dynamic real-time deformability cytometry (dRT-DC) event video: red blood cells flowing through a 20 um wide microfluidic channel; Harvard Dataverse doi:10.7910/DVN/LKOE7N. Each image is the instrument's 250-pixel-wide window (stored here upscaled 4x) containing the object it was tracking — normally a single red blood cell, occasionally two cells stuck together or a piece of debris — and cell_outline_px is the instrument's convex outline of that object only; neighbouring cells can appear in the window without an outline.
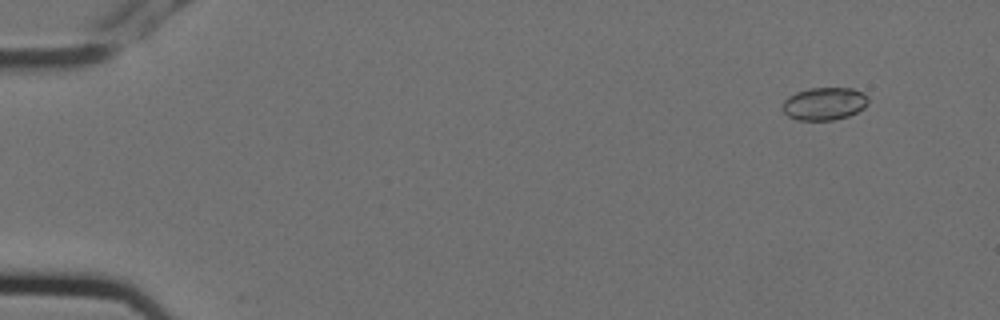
{"species": "Egyptian fruit bat (a non-hibernating species)", "species_latin": "Rousettus aegyptiacus", "temperature_condition": "cold", "stored_images_in_passage": 5, "segment_of_instrument_passage": [2, 2], "camera_frame_rate_fps": 3000, "um_per_image_px": 0.085, "animal": {"sex": "female"}, "frame": {"image": 1, "passage_image": 5, "time_ms": 1.333, "image_size_px": [1000, 320], "cell_outline_px": [[868, 104], [864, 108], [848, 116], [832, 120], [796, 120], [788, 116], [780, 108], [784, 100], [788, 96], [796, 92], [808, 88], [852, 88], [864, 92], [868, 96]], "centroid_in_image_um": [70.05, 8.81], "position_along_channel_um": 14.9, "area_um2": 16.59}}